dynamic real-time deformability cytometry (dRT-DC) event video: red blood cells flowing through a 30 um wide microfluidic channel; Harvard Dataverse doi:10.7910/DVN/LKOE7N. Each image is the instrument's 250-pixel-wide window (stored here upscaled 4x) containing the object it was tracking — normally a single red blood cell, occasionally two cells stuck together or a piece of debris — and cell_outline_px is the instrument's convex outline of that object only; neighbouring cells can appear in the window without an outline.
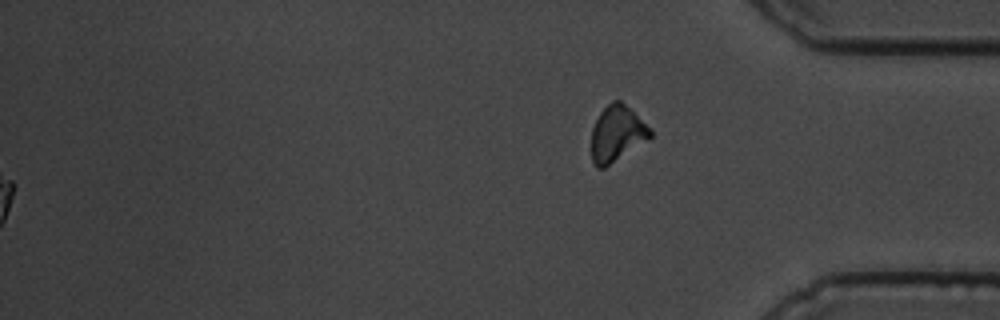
{"species": "common noctule bat (a hibernating species)", "species_latin": "Nyctalus noctula", "temperature_condition": "cold", "stored_images_in_passage": 47, "segment_of_instrument_passage": [2, 2], "camera_frame_rate_fps": 3000, "um_per_image_px": 0.085, "animal": {"sex": "male", "body_mass_g": 19.5, "forearm_length_mm": 54.6}, "frame": {"image": 1, "passage_image": 47, "time_ms": 15.333, "image_size_px": [1000, 320], "cell_outline_px": [[652, 136], [648, 140], [604, 168], [596, 168], [592, 164], [592, 128], [600, 112], [612, 100], [620, 100], [652, 128]], "centroid_in_image_um": [52.45, 11.37], "position_along_channel_um": 382.8, "area_um2": 19.19}}